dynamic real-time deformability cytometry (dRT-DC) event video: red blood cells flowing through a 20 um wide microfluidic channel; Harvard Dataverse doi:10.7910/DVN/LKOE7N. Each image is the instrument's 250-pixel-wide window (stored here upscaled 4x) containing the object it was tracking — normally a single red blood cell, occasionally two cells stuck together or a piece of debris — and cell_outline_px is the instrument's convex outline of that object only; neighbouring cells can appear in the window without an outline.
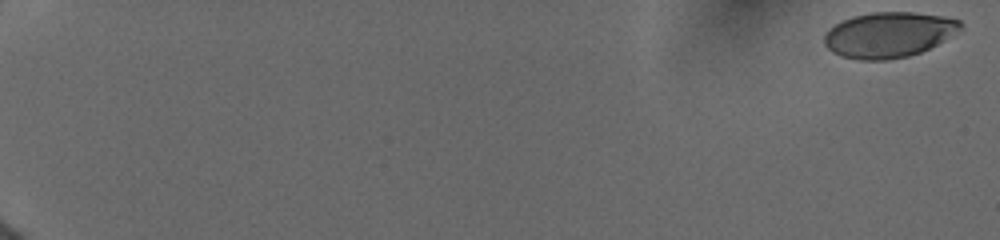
{"species": "human", "species_latin": "Homo sapiens", "temperature_condition": "cold", "stored_images_in_passage": 16, "camera_frame_rate_fps": 3000, "um_per_image_px": 0.085, "donor": {"sex": "female"}, "frame": {"image": 1, "passage_image": 1, "time_ms": 0.0, "image_size_px": [1000, 240], "cell_outline_px": [[964, 28], [944, 40], [920, 52], [908, 56], [888, 60], [860, 60], [840, 56], [832, 52], [824, 44], [824, 36], [836, 24], [852, 16], [872, 12], [912, 12], [940, 16], [960, 20], [964, 24]], "centroid_in_image_um": [75.56, 2.96], "position_along_channel_um": 9.4, "area_um2": 35.89}}
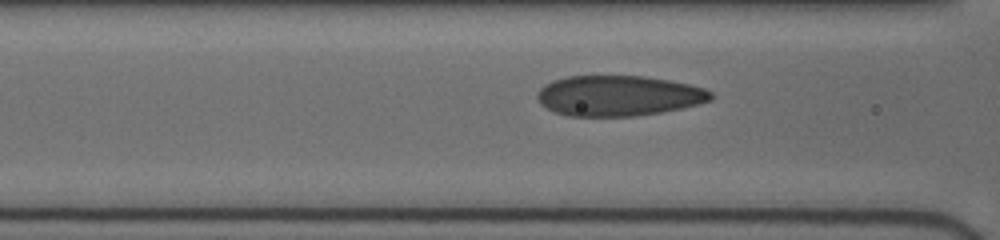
{"frame": {"image": 2, "passage_image": 14, "time_ms": 8.333, "image_size_px": [1000, 240], "cell_outline_px": [[712, 100], [700, 104], [660, 112], [636, 116], [568, 116], [556, 112], [540, 104], [536, 96], [536, 92], [544, 84], [552, 80], [568, 76], [644, 76], [668, 80], [688, 84], [704, 88], [712, 92]], "centroid_in_image_um": [52.55, 8.13], "position_along_channel_um": 114.0, "area_um2": 40.98}}
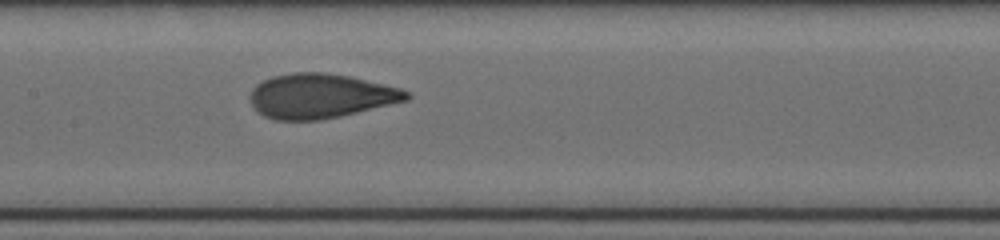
{"frame": {"image": 3, "passage_image": 16, "time_ms": 10.0, "image_size_px": [1000, 240], "cell_outline_px": [[412, 96], [408, 100], [340, 116], [320, 120], [276, 120], [264, 116], [252, 104], [248, 96], [252, 88], [256, 84], [272, 76], [292, 72], [324, 72], [348, 76], [400, 88], [412, 92]], "centroid_in_image_um": [27.24, 8.15], "position_along_channel_um": 180.2, "area_um2": 40.58}}